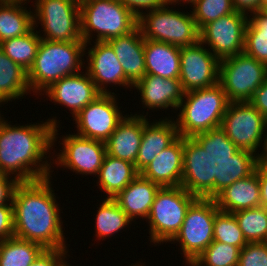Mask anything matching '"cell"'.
Returning <instances> with one entry per match:
<instances>
[{
  "instance_id": "cell-18",
  "label": "cell",
  "mask_w": 267,
  "mask_h": 266,
  "mask_svg": "<svg viewBox=\"0 0 267 266\" xmlns=\"http://www.w3.org/2000/svg\"><path fill=\"white\" fill-rule=\"evenodd\" d=\"M80 73L65 76L44 90L51 101L70 108L73 118L102 94L87 72Z\"/></svg>"
},
{
  "instance_id": "cell-45",
  "label": "cell",
  "mask_w": 267,
  "mask_h": 266,
  "mask_svg": "<svg viewBox=\"0 0 267 266\" xmlns=\"http://www.w3.org/2000/svg\"><path fill=\"white\" fill-rule=\"evenodd\" d=\"M264 136H266L265 140H264V143H263L264 144L263 145V149H264L263 151L264 152L262 151L263 154H261V153L260 154L258 153V155L256 154V159L255 160L257 162H259V163H263V164L267 165V135H264Z\"/></svg>"
},
{
  "instance_id": "cell-40",
  "label": "cell",
  "mask_w": 267,
  "mask_h": 266,
  "mask_svg": "<svg viewBox=\"0 0 267 266\" xmlns=\"http://www.w3.org/2000/svg\"><path fill=\"white\" fill-rule=\"evenodd\" d=\"M9 177L7 174L0 173V206L12 204L14 189L19 183L15 178L10 180Z\"/></svg>"
},
{
  "instance_id": "cell-22",
  "label": "cell",
  "mask_w": 267,
  "mask_h": 266,
  "mask_svg": "<svg viewBox=\"0 0 267 266\" xmlns=\"http://www.w3.org/2000/svg\"><path fill=\"white\" fill-rule=\"evenodd\" d=\"M107 42L114 49L126 78L135 85L146 75L144 38L139 28Z\"/></svg>"
},
{
  "instance_id": "cell-13",
  "label": "cell",
  "mask_w": 267,
  "mask_h": 266,
  "mask_svg": "<svg viewBox=\"0 0 267 266\" xmlns=\"http://www.w3.org/2000/svg\"><path fill=\"white\" fill-rule=\"evenodd\" d=\"M35 1L34 25H36L35 18H38L46 36H40L41 39L54 42H84L80 34L79 0Z\"/></svg>"
},
{
  "instance_id": "cell-36",
  "label": "cell",
  "mask_w": 267,
  "mask_h": 266,
  "mask_svg": "<svg viewBox=\"0 0 267 266\" xmlns=\"http://www.w3.org/2000/svg\"><path fill=\"white\" fill-rule=\"evenodd\" d=\"M191 12L199 31L208 23L235 12L232 0H194Z\"/></svg>"
},
{
  "instance_id": "cell-24",
  "label": "cell",
  "mask_w": 267,
  "mask_h": 266,
  "mask_svg": "<svg viewBox=\"0 0 267 266\" xmlns=\"http://www.w3.org/2000/svg\"><path fill=\"white\" fill-rule=\"evenodd\" d=\"M160 185L139 174L126 188L113 199L122 211L133 220L140 216L148 218Z\"/></svg>"
},
{
  "instance_id": "cell-6",
  "label": "cell",
  "mask_w": 267,
  "mask_h": 266,
  "mask_svg": "<svg viewBox=\"0 0 267 266\" xmlns=\"http://www.w3.org/2000/svg\"><path fill=\"white\" fill-rule=\"evenodd\" d=\"M204 151L191 139L179 136L140 174L161 187L205 184Z\"/></svg>"
},
{
  "instance_id": "cell-28",
  "label": "cell",
  "mask_w": 267,
  "mask_h": 266,
  "mask_svg": "<svg viewBox=\"0 0 267 266\" xmlns=\"http://www.w3.org/2000/svg\"><path fill=\"white\" fill-rule=\"evenodd\" d=\"M28 91L27 72L0 49V103L23 97Z\"/></svg>"
},
{
  "instance_id": "cell-1",
  "label": "cell",
  "mask_w": 267,
  "mask_h": 266,
  "mask_svg": "<svg viewBox=\"0 0 267 266\" xmlns=\"http://www.w3.org/2000/svg\"><path fill=\"white\" fill-rule=\"evenodd\" d=\"M49 179L16 185L12 198L14 236L37 243L44 249H66L60 209Z\"/></svg>"
},
{
  "instance_id": "cell-16",
  "label": "cell",
  "mask_w": 267,
  "mask_h": 266,
  "mask_svg": "<svg viewBox=\"0 0 267 266\" xmlns=\"http://www.w3.org/2000/svg\"><path fill=\"white\" fill-rule=\"evenodd\" d=\"M114 94L102 93L74 116L77 135L103 142L110 137L125 117L117 106Z\"/></svg>"
},
{
  "instance_id": "cell-43",
  "label": "cell",
  "mask_w": 267,
  "mask_h": 266,
  "mask_svg": "<svg viewBox=\"0 0 267 266\" xmlns=\"http://www.w3.org/2000/svg\"><path fill=\"white\" fill-rule=\"evenodd\" d=\"M249 102L267 119V79Z\"/></svg>"
},
{
  "instance_id": "cell-11",
  "label": "cell",
  "mask_w": 267,
  "mask_h": 266,
  "mask_svg": "<svg viewBox=\"0 0 267 266\" xmlns=\"http://www.w3.org/2000/svg\"><path fill=\"white\" fill-rule=\"evenodd\" d=\"M218 211L214 198L206 190L187 209L179 232L171 240L181 243L186 262L196 259L214 241V221Z\"/></svg>"
},
{
  "instance_id": "cell-14",
  "label": "cell",
  "mask_w": 267,
  "mask_h": 266,
  "mask_svg": "<svg viewBox=\"0 0 267 266\" xmlns=\"http://www.w3.org/2000/svg\"><path fill=\"white\" fill-rule=\"evenodd\" d=\"M247 14L235 11L206 24L199 34V40L208 44L219 59L243 53Z\"/></svg>"
},
{
  "instance_id": "cell-7",
  "label": "cell",
  "mask_w": 267,
  "mask_h": 266,
  "mask_svg": "<svg viewBox=\"0 0 267 266\" xmlns=\"http://www.w3.org/2000/svg\"><path fill=\"white\" fill-rule=\"evenodd\" d=\"M87 44L41 39L34 64L27 73L30 90L40 93L59 79L79 73Z\"/></svg>"
},
{
  "instance_id": "cell-9",
  "label": "cell",
  "mask_w": 267,
  "mask_h": 266,
  "mask_svg": "<svg viewBox=\"0 0 267 266\" xmlns=\"http://www.w3.org/2000/svg\"><path fill=\"white\" fill-rule=\"evenodd\" d=\"M138 16L119 0H80V34L90 43L92 31L96 41L129 34L137 28Z\"/></svg>"
},
{
  "instance_id": "cell-35",
  "label": "cell",
  "mask_w": 267,
  "mask_h": 266,
  "mask_svg": "<svg viewBox=\"0 0 267 266\" xmlns=\"http://www.w3.org/2000/svg\"><path fill=\"white\" fill-rule=\"evenodd\" d=\"M213 239L241 249L248 243L234 214L220 210L215 215Z\"/></svg>"
},
{
  "instance_id": "cell-26",
  "label": "cell",
  "mask_w": 267,
  "mask_h": 266,
  "mask_svg": "<svg viewBox=\"0 0 267 266\" xmlns=\"http://www.w3.org/2000/svg\"><path fill=\"white\" fill-rule=\"evenodd\" d=\"M139 174L133 163L106 154L97 175L98 185L109 195L108 198H114Z\"/></svg>"
},
{
  "instance_id": "cell-4",
  "label": "cell",
  "mask_w": 267,
  "mask_h": 266,
  "mask_svg": "<svg viewBox=\"0 0 267 266\" xmlns=\"http://www.w3.org/2000/svg\"><path fill=\"white\" fill-rule=\"evenodd\" d=\"M203 179L220 211L235 213L261 206L258 173L248 162L204 161Z\"/></svg>"
},
{
  "instance_id": "cell-37",
  "label": "cell",
  "mask_w": 267,
  "mask_h": 266,
  "mask_svg": "<svg viewBox=\"0 0 267 266\" xmlns=\"http://www.w3.org/2000/svg\"><path fill=\"white\" fill-rule=\"evenodd\" d=\"M238 266H267V242H248L240 251Z\"/></svg>"
},
{
  "instance_id": "cell-30",
  "label": "cell",
  "mask_w": 267,
  "mask_h": 266,
  "mask_svg": "<svg viewBox=\"0 0 267 266\" xmlns=\"http://www.w3.org/2000/svg\"><path fill=\"white\" fill-rule=\"evenodd\" d=\"M45 249L15 236L0 241V266H29Z\"/></svg>"
},
{
  "instance_id": "cell-34",
  "label": "cell",
  "mask_w": 267,
  "mask_h": 266,
  "mask_svg": "<svg viewBox=\"0 0 267 266\" xmlns=\"http://www.w3.org/2000/svg\"><path fill=\"white\" fill-rule=\"evenodd\" d=\"M241 248L213 241L196 259L187 261L190 266H238Z\"/></svg>"
},
{
  "instance_id": "cell-25",
  "label": "cell",
  "mask_w": 267,
  "mask_h": 266,
  "mask_svg": "<svg viewBox=\"0 0 267 266\" xmlns=\"http://www.w3.org/2000/svg\"><path fill=\"white\" fill-rule=\"evenodd\" d=\"M181 48L165 42L144 39L146 74L179 79Z\"/></svg>"
},
{
  "instance_id": "cell-29",
  "label": "cell",
  "mask_w": 267,
  "mask_h": 266,
  "mask_svg": "<svg viewBox=\"0 0 267 266\" xmlns=\"http://www.w3.org/2000/svg\"><path fill=\"white\" fill-rule=\"evenodd\" d=\"M35 27L27 34L7 39L0 43V49L27 73L34 64L38 47L41 42L38 31Z\"/></svg>"
},
{
  "instance_id": "cell-39",
  "label": "cell",
  "mask_w": 267,
  "mask_h": 266,
  "mask_svg": "<svg viewBox=\"0 0 267 266\" xmlns=\"http://www.w3.org/2000/svg\"><path fill=\"white\" fill-rule=\"evenodd\" d=\"M66 249H45L29 266H61Z\"/></svg>"
},
{
  "instance_id": "cell-31",
  "label": "cell",
  "mask_w": 267,
  "mask_h": 266,
  "mask_svg": "<svg viewBox=\"0 0 267 266\" xmlns=\"http://www.w3.org/2000/svg\"><path fill=\"white\" fill-rule=\"evenodd\" d=\"M245 29L244 53L267 65V16L252 13Z\"/></svg>"
},
{
  "instance_id": "cell-17",
  "label": "cell",
  "mask_w": 267,
  "mask_h": 266,
  "mask_svg": "<svg viewBox=\"0 0 267 266\" xmlns=\"http://www.w3.org/2000/svg\"><path fill=\"white\" fill-rule=\"evenodd\" d=\"M63 150L57 155L58 164L80 174H98L106 156L105 142L84 138L74 133L62 139Z\"/></svg>"
},
{
  "instance_id": "cell-5",
  "label": "cell",
  "mask_w": 267,
  "mask_h": 266,
  "mask_svg": "<svg viewBox=\"0 0 267 266\" xmlns=\"http://www.w3.org/2000/svg\"><path fill=\"white\" fill-rule=\"evenodd\" d=\"M184 98L178 106L182 110L175 122L178 134L191 139L204 151L218 135L229 104L226 93L217 83L186 92Z\"/></svg>"
},
{
  "instance_id": "cell-42",
  "label": "cell",
  "mask_w": 267,
  "mask_h": 266,
  "mask_svg": "<svg viewBox=\"0 0 267 266\" xmlns=\"http://www.w3.org/2000/svg\"><path fill=\"white\" fill-rule=\"evenodd\" d=\"M258 173L261 191V207L267 209V165L256 160L248 162Z\"/></svg>"
},
{
  "instance_id": "cell-32",
  "label": "cell",
  "mask_w": 267,
  "mask_h": 266,
  "mask_svg": "<svg viewBox=\"0 0 267 266\" xmlns=\"http://www.w3.org/2000/svg\"><path fill=\"white\" fill-rule=\"evenodd\" d=\"M96 215V236L106 238L118 233L132 221L120 208L113 198L104 199Z\"/></svg>"
},
{
  "instance_id": "cell-2",
  "label": "cell",
  "mask_w": 267,
  "mask_h": 266,
  "mask_svg": "<svg viewBox=\"0 0 267 266\" xmlns=\"http://www.w3.org/2000/svg\"><path fill=\"white\" fill-rule=\"evenodd\" d=\"M57 127L54 118L43 124L16 127L0 117V173L16 172L18 182L51 177V165L43 158L57 139Z\"/></svg>"
},
{
  "instance_id": "cell-27",
  "label": "cell",
  "mask_w": 267,
  "mask_h": 266,
  "mask_svg": "<svg viewBox=\"0 0 267 266\" xmlns=\"http://www.w3.org/2000/svg\"><path fill=\"white\" fill-rule=\"evenodd\" d=\"M20 2L0 1V43L7 39L20 37L34 27V18Z\"/></svg>"
},
{
  "instance_id": "cell-47",
  "label": "cell",
  "mask_w": 267,
  "mask_h": 266,
  "mask_svg": "<svg viewBox=\"0 0 267 266\" xmlns=\"http://www.w3.org/2000/svg\"><path fill=\"white\" fill-rule=\"evenodd\" d=\"M260 11L267 16V1L262 5Z\"/></svg>"
},
{
  "instance_id": "cell-38",
  "label": "cell",
  "mask_w": 267,
  "mask_h": 266,
  "mask_svg": "<svg viewBox=\"0 0 267 266\" xmlns=\"http://www.w3.org/2000/svg\"><path fill=\"white\" fill-rule=\"evenodd\" d=\"M14 236L13 204L0 206V241Z\"/></svg>"
},
{
  "instance_id": "cell-19",
  "label": "cell",
  "mask_w": 267,
  "mask_h": 266,
  "mask_svg": "<svg viewBox=\"0 0 267 266\" xmlns=\"http://www.w3.org/2000/svg\"><path fill=\"white\" fill-rule=\"evenodd\" d=\"M95 45L88 50L87 73L101 93H111L104 85L119 84L122 86H134L125 76L114 49L107 41H96Z\"/></svg>"
},
{
  "instance_id": "cell-41",
  "label": "cell",
  "mask_w": 267,
  "mask_h": 266,
  "mask_svg": "<svg viewBox=\"0 0 267 266\" xmlns=\"http://www.w3.org/2000/svg\"><path fill=\"white\" fill-rule=\"evenodd\" d=\"M122 4L132 10L137 16L141 9H153L167 4V0H119Z\"/></svg>"
},
{
  "instance_id": "cell-21",
  "label": "cell",
  "mask_w": 267,
  "mask_h": 266,
  "mask_svg": "<svg viewBox=\"0 0 267 266\" xmlns=\"http://www.w3.org/2000/svg\"><path fill=\"white\" fill-rule=\"evenodd\" d=\"M133 87L141 93L143 105L152 110L168 107L178 109L185 94L179 79L161 78L152 74H146Z\"/></svg>"
},
{
  "instance_id": "cell-8",
  "label": "cell",
  "mask_w": 267,
  "mask_h": 266,
  "mask_svg": "<svg viewBox=\"0 0 267 266\" xmlns=\"http://www.w3.org/2000/svg\"><path fill=\"white\" fill-rule=\"evenodd\" d=\"M204 190L205 184L160 187L147 218L151 241H171L179 232L187 209Z\"/></svg>"
},
{
  "instance_id": "cell-46",
  "label": "cell",
  "mask_w": 267,
  "mask_h": 266,
  "mask_svg": "<svg viewBox=\"0 0 267 266\" xmlns=\"http://www.w3.org/2000/svg\"><path fill=\"white\" fill-rule=\"evenodd\" d=\"M180 1H182V0H180ZM179 0H167V4H169V5H171V4H174L175 3V5L178 3V2H180ZM188 2V3H192L194 0H183V2Z\"/></svg>"
},
{
  "instance_id": "cell-3",
  "label": "cell",
  "mask_w": 267,
  "mask_h": 266,
  "mask_svg": "<svg viewBox=\"0 0 267 266\" xmlns=\"http://www.w3.org/2000/svg\"><path fill=\"white\" fill-rule=\"evenodd\" d=\"M266 129L267 119L249 101L229 102L217 137L204 150V161L255 160Z\"/></svg>"
},
{
  "instance_id": "cell-44",
  "label": "cell",
  "mask_w": 267,
  "mask_h": 266,
  "mask_svg": "<svg viewBox=\"0 0 267 266\" xmlns=\"http://www.w3.org/2000/svg\"><path fill=\"white\" fill-rule=\"evenodd\" d=\"M232 3L236 11L245 14H247L248 11H250V13L257 12L262 7V0H232Z\"/></svg>"
},
{
  "instance_id": "cell-23",
  "label": "cell",
  "mask_w": 267,
  "mask_h": 266,
  "mask_svg": "<svg viewBox=\"0 0 267 266\" xmlns=\"http://www.w3.org/2000/svg\"><path fill=\"white\" fill-rule=\"evenodd\" d=\"M143 134V115H127L105 141L106 153L135 164Z\"/></svg>"
},
{
  "instance_id": "cell-15",
  "label": "cell",
  "mask_w": 267,
  "mask_h": 266,
  "mask_svg": "<svg viewBox=\"0 0 267 266\" xmlns=\"http://www.w3.org/2000/svg\"><path fill=\"white\" fill-rule=\"evenodd\" d=\"M209 50L200 40L181 47L179 80L185 93L219 83L220 60Z\"/></svg>"
},
{
  "instance_id": "cell-20",
  "label": "cell",
  "mask_w": 267,
  "mask_h": 266,
  "mask_svg": "<svg viewBox=\"0 0 267 266\" xmlns=\"http://www.w3.org/2000/svg\"><path fill=\"white\" fill-rule=\"evenodd\" d=\"M179 137L175 121L161 120L149 123L143 116V134L136 162V170L140 173L162 150L170 146Z\"/></svg>"
},
{
  "instance_id": "cell-10",
  "label": "cell",
  "mask_w": 267,
  "mask_h": 266,
  "mask_svg": "<svg viewBox=\"0 0 267 266\" xmlns=\"http://www.w3.org/2000/svg\"><path fill=\"white\" fill-rule=\"evenodd\" d=\"M167 6L168 4L149 9L147 14L141 12L138 15L137 27L142 37L145 40L165 42L180 48L196 44L200 31L192 13L173 11Z\"/></svg>"
},
{
  "instance_id": "cell-12",
  "label": "cell",
  "mask_w": 267,
  "mask_h": 266,
  "mask_svg": "<svg viewBox=\"0 0 267 266\" xmlns=\"http://www.w3.org/2000/svg\"><path fill=\"white\" fill-rule=\"evenodd\" d=\"M267 79V65L240 53L220 60L219 83L229 102H245Z\"/></svg>"
},
{
  "instance_id": "cell-33",
  "label": "cell",
  "mask_w": 267,
  "mask_h": 266,
  "mask_svg": "<svg viewBox=\"0 0 267 266\" xmlns=\"http://www.w3.org/2000/svg\"><path fill=\"white\" fill-rule=\"evenodd\" d=\"M247 242H267V209L257 207L233 213Z\"/></svg>"
},
{
  "instance_id": "cell-48",
  "label": "cell",
  "mask_w": 267,
  "mask_h": 266,
  "mask_svg": "<svg viewBox=\"0 0 267 266\" xmlns=\"http://www.w3.org/2000/svg\"><path fill=\"white\" fill-rule=\"evenodd\" d=\"M0 1H4V2H20V3H23V2H25L27 0H0Z\"/></svg>"
},
{
  "instance_id": "cell-49",
  "label": "cell",
  "mask_w": 267,
  "mask_h": 266,
  "mask_svg": "<svg viewBox=\"0 0 267 266\" xmlns=\"http://www.w3.org/2000/svg\"><path fill=\"white\" fill-rule=\"evenodd\" d=\"M61 266H69L67 262L64 261V263Z\"/></svg>"
}]
</instances>
